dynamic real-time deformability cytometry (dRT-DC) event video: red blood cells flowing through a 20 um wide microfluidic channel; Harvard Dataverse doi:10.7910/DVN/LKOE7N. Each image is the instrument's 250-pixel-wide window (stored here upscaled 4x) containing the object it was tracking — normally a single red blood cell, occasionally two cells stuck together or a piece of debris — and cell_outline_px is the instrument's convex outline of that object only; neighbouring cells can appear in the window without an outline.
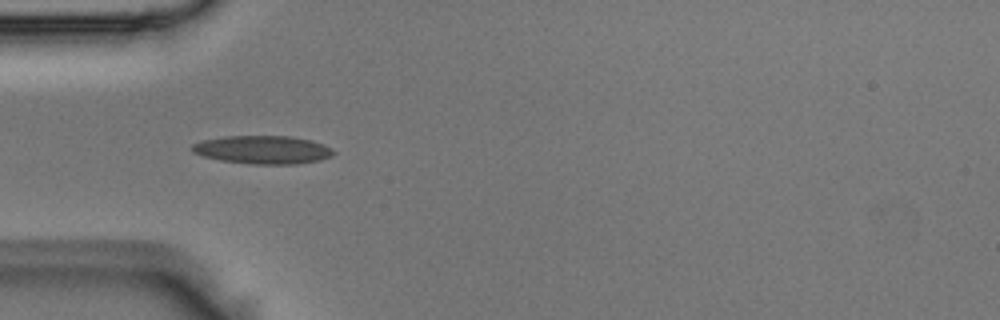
{"species": "Egyptian fruit bat (a non-hibernating species)", "species_latin": "Rousettus aegyptiacus", "temperature_condition": "room temperature", "stored_images_in_passage": 8, "camera_frame_rate_fps": 3000, "um_per_image_px": 0.085, "animal": {"sex": "male"}, "frame": {"image": 1, "passage_image": 5, "time_ms": 1.333, "image_size_px": [1000, 320], "cell_outline_px": [[336, 152], [332, 156], [320, 160], [296, 164], [248, 164], [220, 160], [204, 156], [192, 152], [192, 144], [204, 140], [224, 136], [292, 136], [312, 140], [324, 144], [332, 148]], "centroid_in_image_um": [22.38, 12.73], "position_along_channel_um": 62.6, "area_um2": 23.41}}
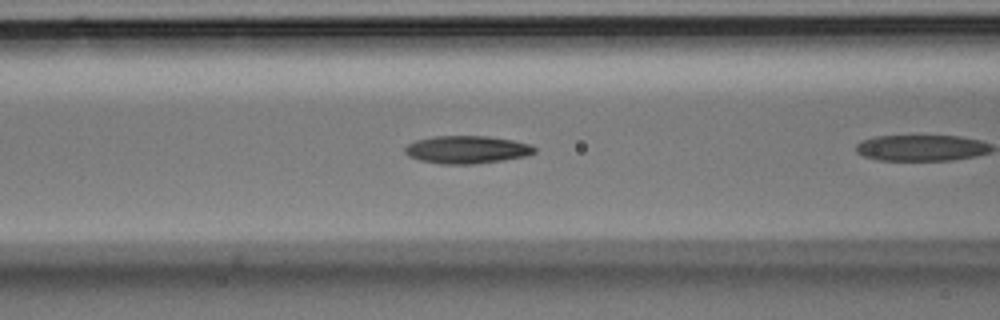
{"frame": {"image": 2, "passage_image": 7, "time_ms": 2.0, "image_size_px": [1000, 320], "cell_outline_px": [[536, 152], [528, 156], [504, 160], [472, 164], [440, 164], [420, 160], [408, 156], [404, 152], [404, 148], [408, 144], [416, 140], [436, 136], [488, 136], [512, 140], [532, 144], [536, 148]], "centroid_in_image_um": [39.71, 12.72], "position_along_channel_um": 126.9, "area_um2": 21.1}}